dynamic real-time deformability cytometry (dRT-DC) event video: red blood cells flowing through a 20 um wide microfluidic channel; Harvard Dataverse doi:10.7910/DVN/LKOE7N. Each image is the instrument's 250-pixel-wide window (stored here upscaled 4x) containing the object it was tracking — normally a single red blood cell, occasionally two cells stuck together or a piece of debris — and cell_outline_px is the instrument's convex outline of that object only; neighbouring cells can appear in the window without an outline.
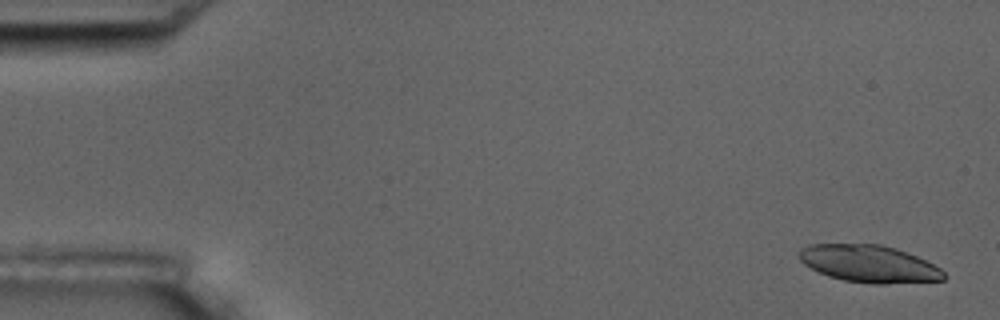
{"species": "common noctule bat (a hibernating species)", "species_latin": "Nyctalus noctula", "temperature_condition": "room temperature", "stored_images_in_passage": 6, "camera_frame_rate_fps": 3000, "um_per_image_px": 0.085, "animal": {"sex": "male", "body_mass_g": 17.5, "forearm_length_mm": 52.3}, "frame": {"image": 1, "passage_image": 1, "time_ms": 0.0, "image_size_px": [1000, 320], "cell_outline_px": [[948, 276], [944, 280], [884, 284], [872, 284], [844, 280], [828, 276], [804, 264], [800, 260], [800, 252], [804, 248], [812, 244], [880, 244], [896, 248], [916, 256], [940, 268]], "centroid_in_image_um": [73.91, 22.43], "position_along_channel_um": 11.1, "area_um2": 31.15}}